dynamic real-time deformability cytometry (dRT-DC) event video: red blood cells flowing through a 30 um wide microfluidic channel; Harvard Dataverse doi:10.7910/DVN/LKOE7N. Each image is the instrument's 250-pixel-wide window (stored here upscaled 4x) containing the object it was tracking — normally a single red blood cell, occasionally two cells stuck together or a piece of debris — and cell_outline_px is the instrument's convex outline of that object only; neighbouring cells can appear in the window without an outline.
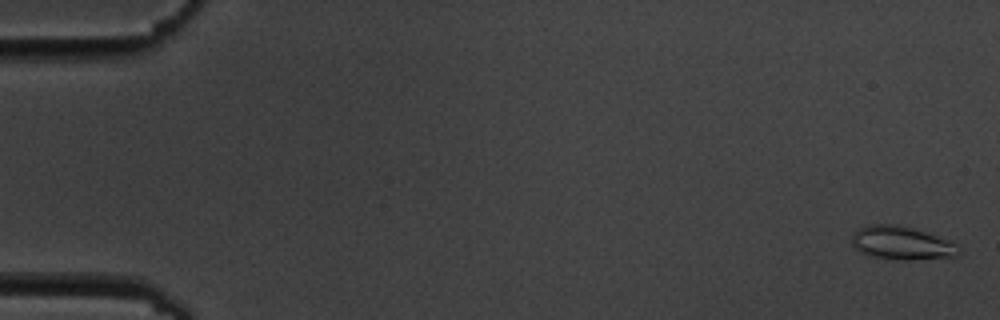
{"species": "common noctule bat (a hibernating species)", "species_latin": "Nyctalus noctula", "temperature_condition": "cold", "stored_images_in_passage": 6, "camera_frame_rate_fps": 3000, "um_per_image_px": 0.085, "animal": {"sex": "male", "body_mass_g": 19.5, "forearm_length_mm": 54.6}, "frame": {"image": 1, "passage_image": 1, "time_ms": 0.0, "image_size_px": [1000, 320], "cell_outline_px": [[960, 252], [956, 256], [904, 260], [872, 256], [860, 252], [852, 244], [852, 236], [860, 228], [868, 224], [896, 224], [912, 228], [952, 240], [960, 248]], "centroid_in_image_um": [76.67, 20.65], "position_along_channel_um": 8.3, "area_um2": 20.63}}
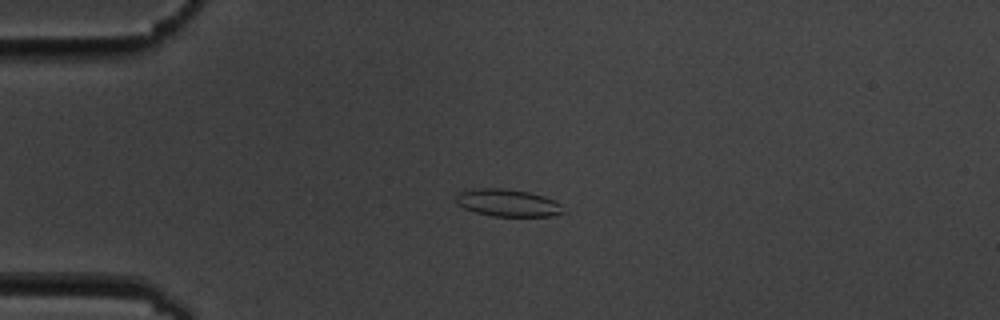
{"frame": {"image": 2, "passage_image": 4, "time_ms": 4.333, "image_size_px": [1000, 320], "cell_outline_px": [[568, 212], [552, 216], [492, 216], [476, 212], [464, 208], [456, 204], [456, 196], [464, 188], [504, 188], [528, 192], [544, 196], [556, 200]], "centroid_in_image_um": [43.17, 17.23], "position_along_channel_um": 41.8, "area_um2": 17.4}}
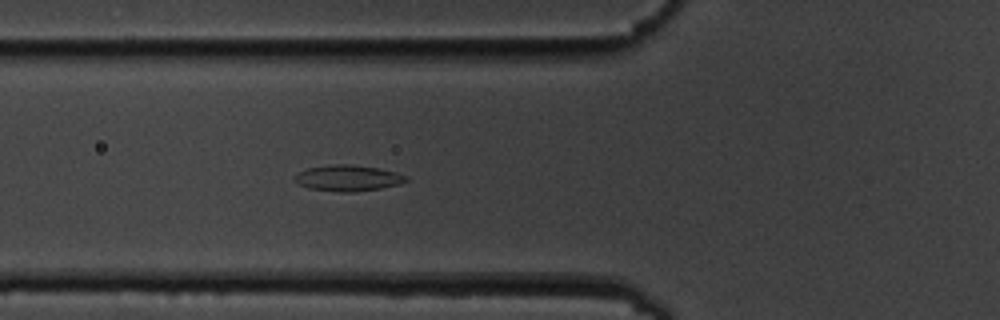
{"frame": {"image": 3, "passage_image": 6, "time_ms": 6.667, "image_size_px": [1000, 320], "cell_outline_px": [[408, 180], [400, 184], [380, 188], [352, 192], [340, 192], [308, 188], [300, 184], [296, 180], [296, 176], [300, 172], [308, 168], [332, 164], [352, 164], [380, 168], [396, 172], [408, 176]], "centroid_in_image_um": [29.64, 15.13], "position_along_channel_um": 96.2, "area_um2": 16.76}}